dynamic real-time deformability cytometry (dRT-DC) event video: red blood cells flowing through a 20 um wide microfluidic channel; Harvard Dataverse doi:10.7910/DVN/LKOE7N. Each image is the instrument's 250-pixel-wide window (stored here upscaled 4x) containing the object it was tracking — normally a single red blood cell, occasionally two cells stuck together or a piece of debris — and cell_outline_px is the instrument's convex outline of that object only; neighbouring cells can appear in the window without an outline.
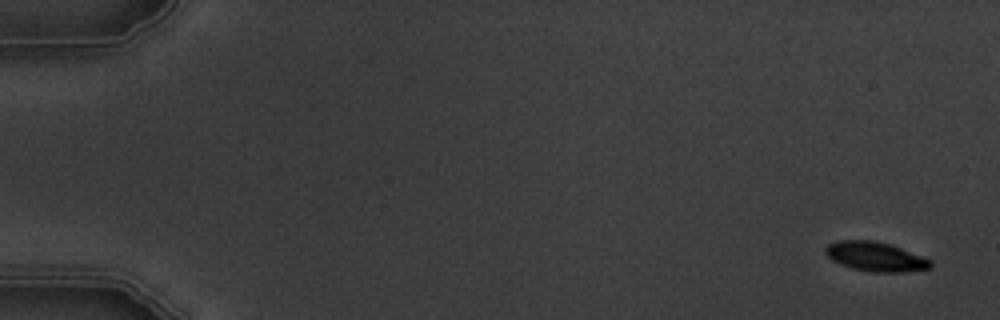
{"species": "common noctule bat (a hibernating species)", "species_latin": "Nyctalus noctula", "temperature_condition": "warm", "stored_images_in_passage": 7, "camera_frame_rate_fps": 3000, "um_per_image_px": 0.085, "animal": {"sex": "male", "body_mass_g": 19.5, "forearm_length_mm": 54.6}, "frame": {"image": 1, "passage_image": 1, "time_ms": 0.0, "image_size_px": [1000, 320], "cell_outline_px": [[932, 268], [900, 272], [872, 272], [852, 268], [832, 260], [824, 252], [824, 248], [828, 244], [836, 240], [872, 240], [892, 244], [932, 260]], "centroid_in_image_um": [74.42, 21.8], "position_along_channel_um": 10.6, "area_um2": 18.09}}
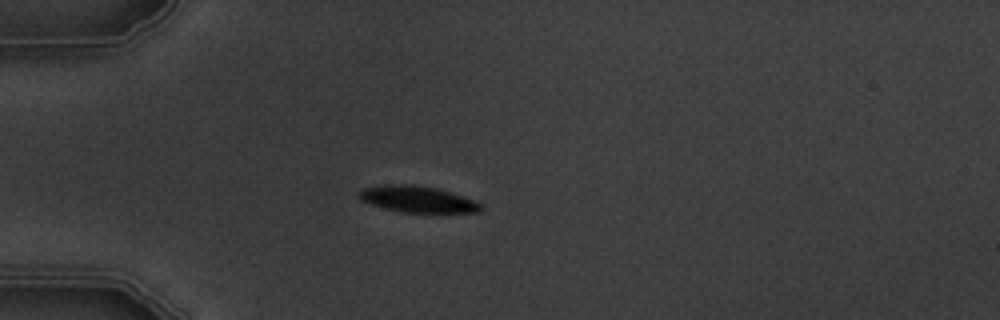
{"frame": {"image": 2, "passage_image": 5, "time_ms": 4.667, "image_size_px": [1000, 320], "cell_outline_px": [[484, 208], [480, 212], [400, 212], [384, 208], [360, 200], [356, 196], [356, 192], [364, 188], [384, 184], [412, 184], [436, 188], [452, 192], [476, 200]], "centroid_in_image_um": [35.47, 16.92], "position_along_channel_um": 49.5, "area_um2": 18.9}}
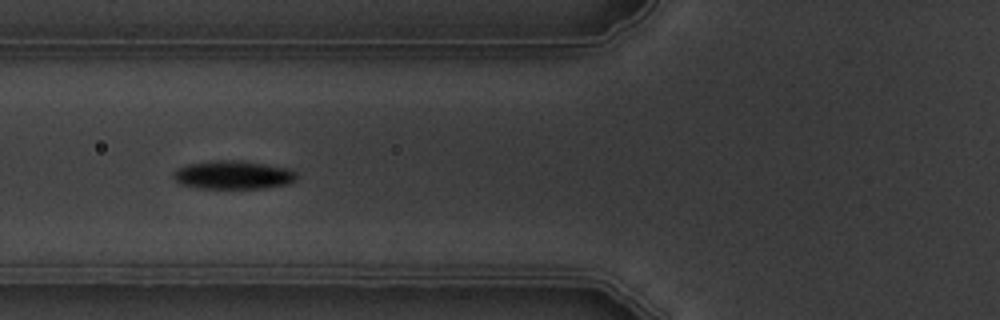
{"frame": {"image": 3, "passage_image": 7, "time_ms": 6.667, "image_size_px": [1000, 320], "cell_outline_px": [[296, 180], [288, 184], [264, 188], [200, 188], [180, 184], [172, 176], [172, 172], [176, 168], [188, 164], [224, 160], [236, 160], [264, 164], [288, 168], [296, 172]], "centroid_in_image_um": [19.81, 14.87], "position_along_channel_um": 106.0, "area_um2": 20.29}}